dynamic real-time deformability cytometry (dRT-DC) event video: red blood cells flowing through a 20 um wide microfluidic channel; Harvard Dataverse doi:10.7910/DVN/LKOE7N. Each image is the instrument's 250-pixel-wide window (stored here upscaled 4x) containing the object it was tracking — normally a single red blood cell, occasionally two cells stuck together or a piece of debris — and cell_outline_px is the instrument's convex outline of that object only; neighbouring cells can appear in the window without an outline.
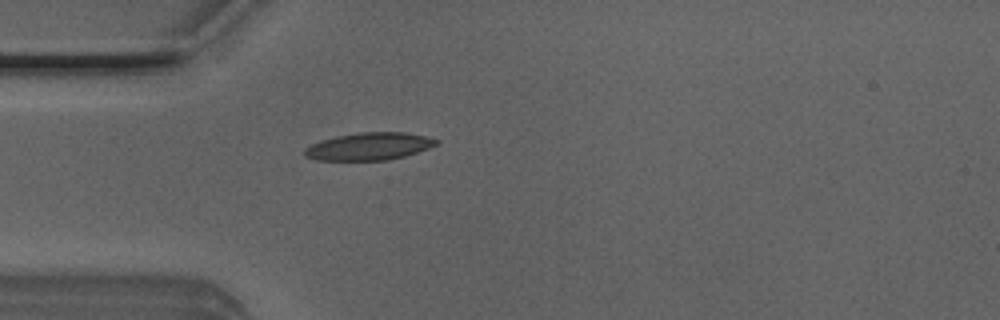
{"species": "Egyptian fruit bat (a non-hibernating species)", "species_latin": "Rousettus aegyptiacus", "temperature_condition": "room temperature", "stored_images_in_passage": 27, "camera_frame_rate_fps": 3000, "um_per_image_px": 0.085, "animal": {"sex": "male"}, "frame": {"image": 1, "passage_image": 1, "time_ms": 0.0, "image_size_px": [1000, 320], "cell_outline_px": [[440, 140], [436, 144], [428, 148], [404, 156], [388, 160], [316, 160], [304, 156], [304, 148], [320, 140], [336, 136], [360, 132], [404, 132], [424, 136]], "centroid_in_image_um": [31.33, 12.44], "position_along_channel_um": 53.7, "area_um2": 20.98}}
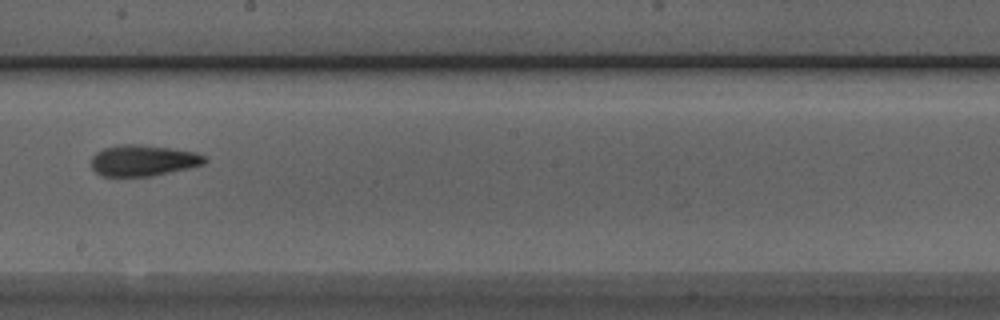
{"frame": {"image": 2, "passage_image": 15, "time_ms": 4.667, "image_size_px": [1000, 320], "cell_outline_px": [[208, 160], [204, 164], [152, 176], [100, 176], [92, 168], [92, 156], [96, 152], [104, 148], [124, 144], [140, 144], [196, 152], [208, 156]], "centroid_in_image_um": [12.18, 13.64], "position_along_channel_um": 236.0, "area_um2": 20.52}}
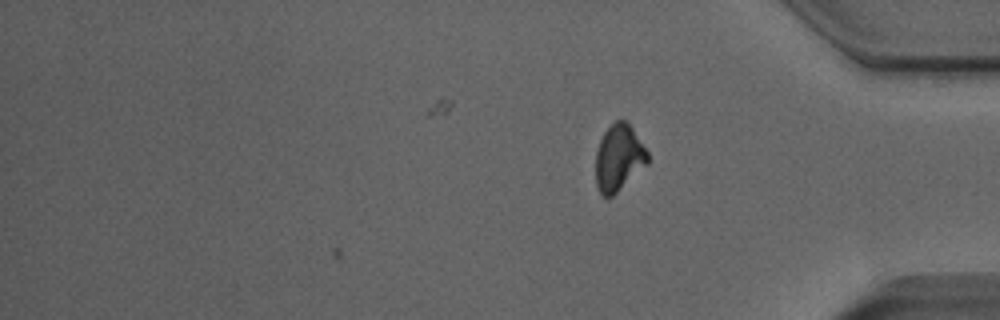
{"frame": {"image": 3, "passage_image": 27, "time_ms": 8.667, "image_size_px": [1000, 320], "cell_outline_px": [[648, 164], [608, 200], [600, 192], [596, 184], [596, 152], [600, 140], [604, 132], [616, 120], [628, 120], [648, 152]], "centroid_in_image_um": [52.61, 13.41], "position_along_channel_um": 382.6, "area_um2": 20.23}, "authors_computed_cell_mechanics": {"area_um2": 20.3456, "velocity_mm_per_s": 4.0249, "shape_relaxation_time_tau1_ms": null, "shape_relaxation_time_tau2_ms": 4.7601, "deformation_change_tau1": null, "deformation_change_tau2": 0.1335}}